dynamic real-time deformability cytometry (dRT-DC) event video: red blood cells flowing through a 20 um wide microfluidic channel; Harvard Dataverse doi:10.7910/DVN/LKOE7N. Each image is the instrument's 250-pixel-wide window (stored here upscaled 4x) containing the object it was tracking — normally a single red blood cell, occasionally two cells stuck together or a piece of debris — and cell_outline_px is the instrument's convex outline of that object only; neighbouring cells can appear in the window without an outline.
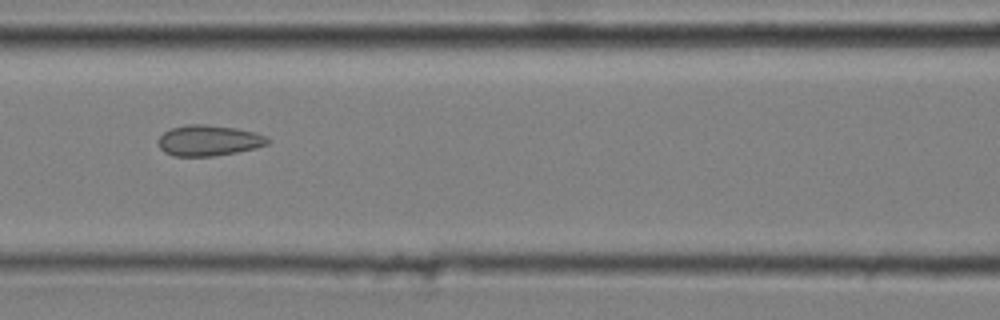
{"species": "common noctule bat (a hibernating species)", "species_latin": "Nyctalus noctula", "temperature_condition": "cold", "stored_images_in_passage": 10, "camera_frame_rate_fps": 3000, "um_per_image_px": 0.085, "animal": {"sex": "male", "body_mass_g": 20.4}, "frame": {"image": 1, "passage_image": 7, "time_ms": 2.0, "image_size_px": [1000, 320], "cell_outline_px": [[272, 140], [268, 144], [256, 148], [236, 152], [212, 156], [172, 156], [164, 152], [160, 148], [160, 136], [164, 132], [172, 128], [188, 124], [204, 124], [236, 128], [252, 132], [264, 136]], "centroid_in_image_um": [17.75, 11.94], "position_along_channel_um": 148.9, "area_um2": 19.42}}
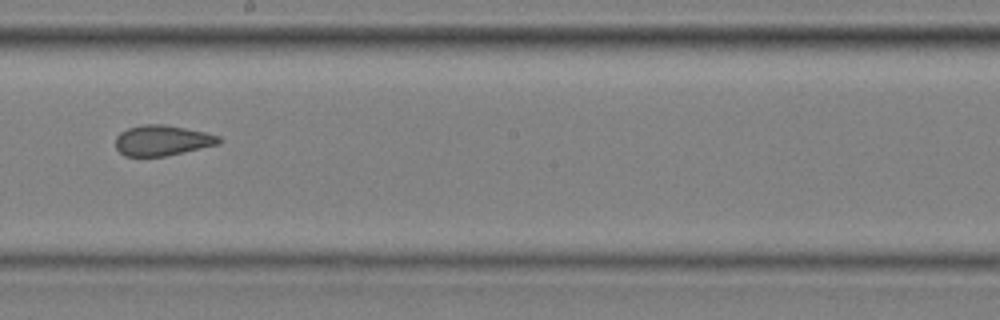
{"frame": {"image": 2, "passage_image": 9, "time_ms": 2.667, "image_size_px": [1000, 320], "cell_outline_px": [[224, 140], [220, 144], [164, 156], [124, 156], [116, 148], [116, 136], [120, 132], [128, 128], [144, 124], [164, 124], [204, 132], [220, 136]], "centroid_in_image_um": [13.8, 11.93], "position_along_channel_um": 234.4, "area_um2": 18.32}}
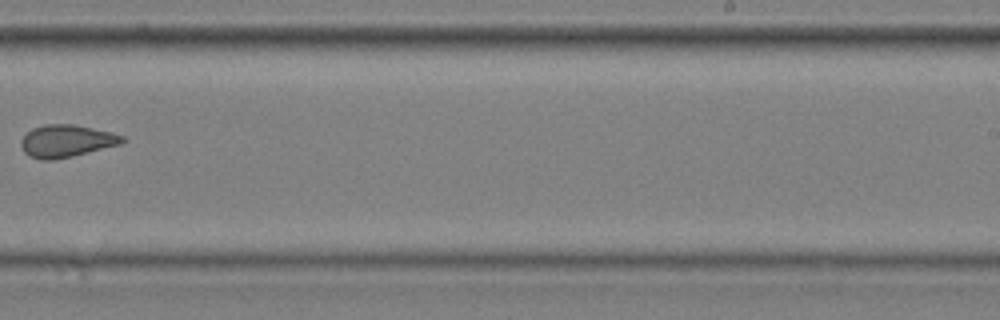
{"frame": {"image": 3, "passage_image": 10, "time_ms": 3.0, "image_size_px": [1000, 320], "cell_outline_px": [[128, 140], [120, 144], [72, 156], [52, 160], [40, 160], [28, 156], [24, 152], [20, 144], [20, 140], [32, 128], [44, 124], [72, 124], [112, 132], [124, 136]], "centroid_in_image_um": [5.63, 11.98], "position_along_channel_um": 283.4, "area_um2": 19.13}}